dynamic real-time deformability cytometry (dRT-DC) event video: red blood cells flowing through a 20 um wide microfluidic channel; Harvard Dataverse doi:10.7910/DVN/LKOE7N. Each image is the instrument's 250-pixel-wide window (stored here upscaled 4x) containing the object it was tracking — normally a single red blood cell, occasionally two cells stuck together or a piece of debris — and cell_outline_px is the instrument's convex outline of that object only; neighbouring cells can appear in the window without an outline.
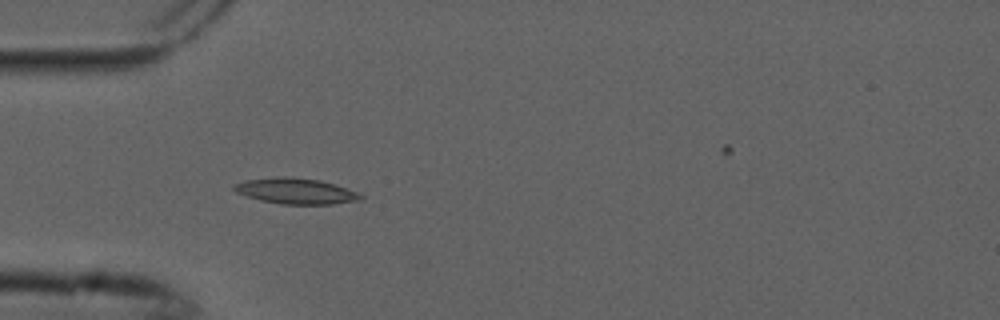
{"species": "common noctule bat (a hibernating species)", "species_latin": "Nyctalus noctula", "temperature_condition": "cold", "stored_images_in_passage": 4, "camera_frame_rate_fps": 3000, "um_per_image_px": 0.085, "animal": {"sex": "male", "forearm_length_mm": 52.5}, "frame": {"image": 1, "passage_image": 3, "time_ms": 0.667, "image_size_px": [1000, 320], "cell_outline_px": [[364, 196], [360, 200], [332, 204], [280, 204], [260, 200], [236, 192], [232, 188], [232, 184], [244, 180], [276, 176], [292, 176], [320, 180], [356, 192]], "centroid_in_image_um": [25.08, 16.22], "position_along_channel_um": 59.9, "area_um2": 19.02}}
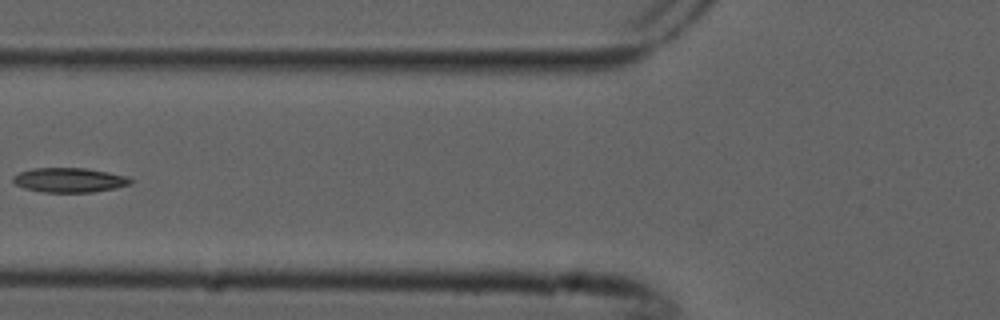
{"frame": {"image": 2, "passage_image": 4, "time_ms": 1.0, "image_size_px": [1000, 320], "cell_outline_px": [[132, 184], [116, 188], [92, 192], [44, 192], [24, 188], [16, 184], [12, 180], [12, 176], [20, 172], [32, 168], [84, 168], [108, 172], [128, 176], [132, 180]], "centroid_in_image_um": [5.91, 15.3], "position_along_channel_um": 119.9, "area_um2": 16.82}}